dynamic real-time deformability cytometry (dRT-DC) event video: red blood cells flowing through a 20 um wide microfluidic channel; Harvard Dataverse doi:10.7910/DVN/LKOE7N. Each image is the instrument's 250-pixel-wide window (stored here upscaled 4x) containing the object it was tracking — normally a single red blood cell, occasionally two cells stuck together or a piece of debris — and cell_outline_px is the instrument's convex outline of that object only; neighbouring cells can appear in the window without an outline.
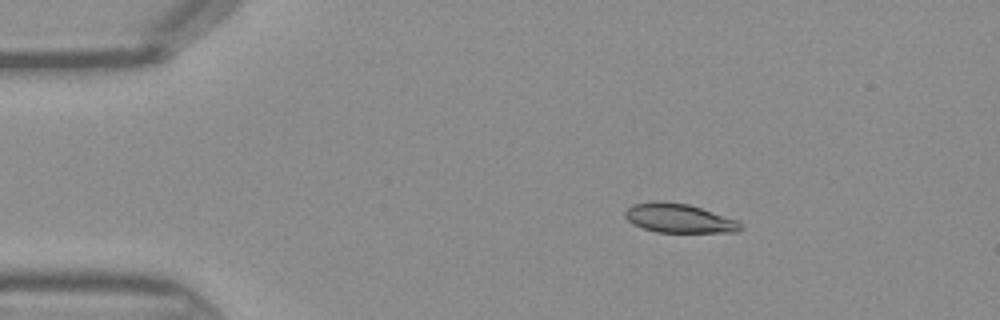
{"species": "Egyptian fruit bat (a non-hibernating species)", "species_latin": "Rousettus aegyptiacus", "temperature_condition": "warm", "stored_images_in_passage": 38, "camera_frame_rate_fps": 3000, "um_per_image_px": 0.085, "frame": {"image": 1, "passage_image": 1, "time_ms": 0.0, "image_size_px": [1000, 320], "cell_outline_px": [[740, 232], [656, 232], [632, 224], [624, 216], [624, 212], [632, 204], [688, 204], [736, 220], [740, 224]], "centroid_in_image_um": [57.72, 18.6], "position_along_channel_um": 27.3, "area_um2": 18.55}}
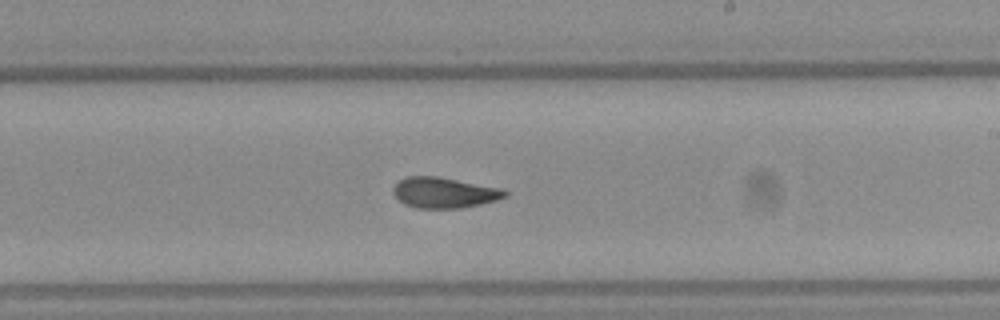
{"frame": {"image": 2, "passage_image": 20, "time_ms": 6.333, "image_size_px": [1000, 320], "cell_outline_px": [[508, 196], [496, 200], [480, 204], [460, 208], [416, 208], [404, 204], [392, 192], [392, 188], [400, 180], [408, 176], [436, 176], [496, 188], [508, 192]], "centroid_in_image_um": [37.7, 16.39], "position_along_channel_um": 251.3, "area_um2": 19.54}}
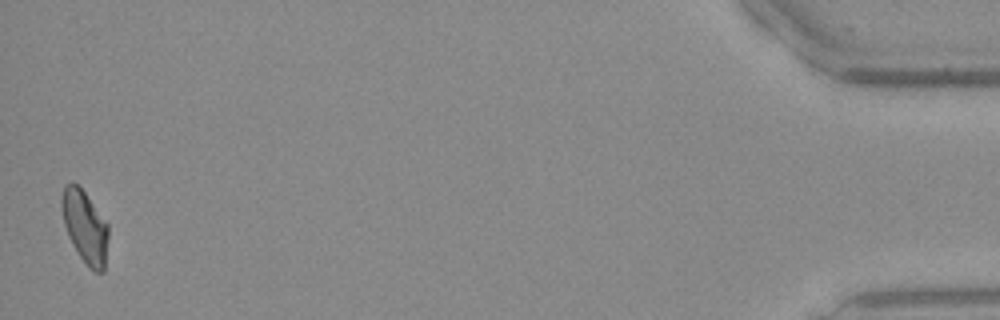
{"frame": {"image": 3, "passage_image": 38, "time_ms": 12.333, "image_size_px": [1000, 320], "cell_outline_px": [[108, 236], [104, 272], [96, 272], [88, 268], [72, 244], [68, 236], [64, 224], [60, 204], [60, 200], [64, 184], [72, 180], [84, 192], [108, 224]], "centroid_in_image_um": [7.2, 19.26], "position_along_channel_um": 428.0, "area_um2": 19.77}}